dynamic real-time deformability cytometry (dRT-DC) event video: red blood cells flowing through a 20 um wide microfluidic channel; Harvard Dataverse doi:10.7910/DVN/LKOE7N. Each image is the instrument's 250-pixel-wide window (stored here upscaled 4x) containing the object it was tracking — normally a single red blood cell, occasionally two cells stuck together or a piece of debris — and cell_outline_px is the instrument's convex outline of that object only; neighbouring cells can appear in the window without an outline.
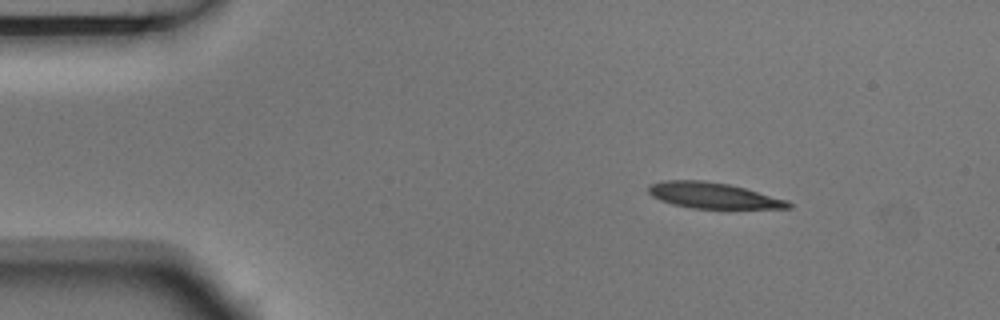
{"species": "Egyptian fruit bat (a non-hibernating species)", "species_latin": "Rousettus aegyptiacus", "temperature_condition": "room temperature", "stored_images_in_passage": 4, "camera_frame_rate_fps": 3000, "um_per_image_px": 0.085, "animal": {"sex": "male"}, "frame": {"image": 1, "passage_image": 2, "time_ms": 0.333, "image_size_px": [1000, 320], "cell_outline_px": [[792, 208], [692, 208], [672, 204], [660, 200], [652, 196], [648, 192], [648, 184], [664, 180], [704, 180], [728, 184], [744, 188], [788, 200], [792, 204]], "centroid_in_image_um": [60.58, 16.61], "position_along_channel_um": 24.4, "area_um2": 20.98}}